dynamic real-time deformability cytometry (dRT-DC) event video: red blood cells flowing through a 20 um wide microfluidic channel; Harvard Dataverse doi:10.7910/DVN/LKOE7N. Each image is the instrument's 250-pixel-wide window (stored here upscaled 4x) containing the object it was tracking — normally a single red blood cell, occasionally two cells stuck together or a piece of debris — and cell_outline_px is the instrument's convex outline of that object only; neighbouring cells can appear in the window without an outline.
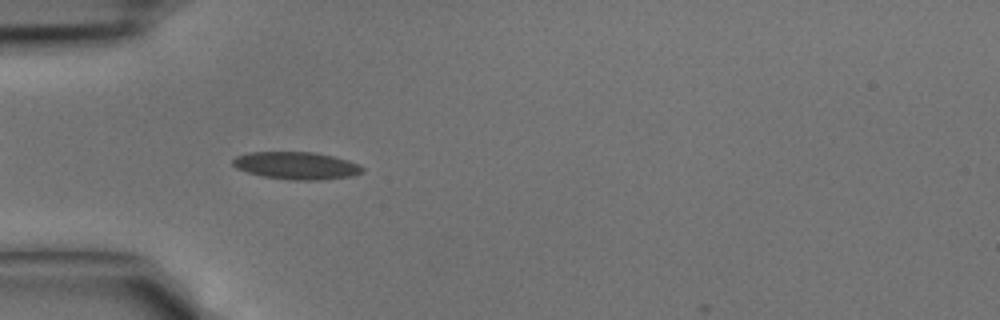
{"species": "common noctule bat (a hibernating species)", "species_latin": "Nyctalus noctula", "temperature_condition": "cold", "stored_images_in_passage": 39, "camera_frame_rate_fps": 3000, "um_per_image_px": 0.085, "animal": {"sex": "male", "body_mass_g": 15.6}, "frame": {"image": 1, "passage_image": 12, "time_ms": 3.667, "image_size_px": [1000, 320], "cell_outline_px": [[364, 172], [352, 176], [320, 180], [292, 180], [264, 176], [248, 172], [236, 168], [232, 164], [232, 160], [236, 156], [248, 152], [316, 152], [348, 160], [360, 164], [364, 168]], "centroid_in_image_um": [25.22, 14.07], "position_along_channel_um": 59.8, "area_um2": 20.81}}